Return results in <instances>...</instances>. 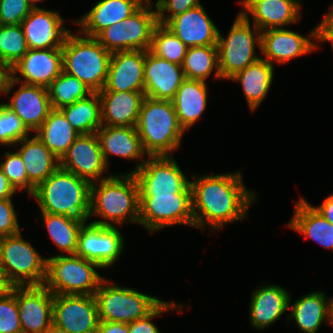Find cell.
I'll use <instances>...</instances> for the list:
<instances>
[{"mask_svg": "<svg viewBox=\"0 0 333 333\" xmlns=\"http://www.w3.org/2000/svg\"><path fill=\"white\" fill-rule=\"evenodd\" d=\"M190 181L194 227L221 230L224 225L244 219L256 195L244 186L240 171L194 176Z\"/></svg>", "mask_w": 333, "mask_h": 333, "instance_id": "cell-1", "label": "cell"}, {"mask_svg": "<svg viewBox=\"0 0 333 333\" xmlns=\"http://www.w3.org/2000/svg\"><path fill=\"white\" fill-rule=\"evenodd\" d=\"M91 215L102 218L91 222L97 225L115 226L114 222L120 226L126 221L127 224H139V184L136 176L128 172L91 183L89 217Z\"/></svg>", "mask_w": 333, "mask_h": 333, "instance_id": "cell-2", "label": "cell"}, {"mask_svg": "<svg viewBox=\"0 0 333 333\" xmlns=\"http://www.w3.org/2000/svg\"><path fill=\"white\" fill-rule=\"evenodd\" d=\"M91 183L62 168L54 171L32 195L40 213L67 215L88 220Z\"/></svg>", "mask_w": 333, "mask_h": 333, "instance_id": "cell-3", "label": "cell"}, {"mask_svg": "<svg viewBox=\"0 0 333 333\" xmlns=\"http://www.w3.org/2000/svg\"><path fill=\"white\" fill-rule=\"evenodd\" d=\"M136 129L148 156L173 155L185 132L172 101L149 97L142 102Z\"/></svg>", "mask_w": 333, "mask_h": 333, "instance_id": "cell-4", "label": "cell"}, {"mask_svg": "<svg viewBox=\"0 0 333 333\" xmlns=\"http://www.w3.org/2000/svg\"><path fill=\"white\" fill-rule=\"evenodd\" d=\"M111 55L95 37L69 32L62 44L63 71L99 92L107 80Z\"/></svg>", "mask_w": 333, "mask_h": 333, "instance_id": "cell-5", "label": "cell"}, {"mask_svg": "<svg viewBox=\"0 0 333 333\" xmlns=\"http://www.w3.org/2000/svg\"><path fill=\"white\" fill-rule=\"evenodd\" d=\"M21 231L0 238V272L12 286L44 285L47 258L24 240Z\"/></svg>", "mask_w": 333, "mask_h": 333, "instance_id": "cell-6", "label": "cell"}, {"mask_svg": "<svg viewBox=\"0 0 333 333\" xmlns=\"http://www.w3.org/2000/svg\"><path fill=\"white\" fill-rule=\"evenodd\" d=\"M97 263L77 255L47 257V276L44 285L53 294L94 295L104 279L95 270Z\"/></svg>", "mask_w": 333, "mask_h": 333, "instance_id": "cell-7", "label": "cell"}, {"mask_svg": "<svg viewBox=\"0 0 333 333\" xmlns=\"http://www.w3.org/2000/svg\"><path fill=\"white\" fill-rule=\"evenodd\" d=\"M256 44L261 48V31L255 25L252 29L249 16H243L239 12L227 38L218 32L217 51L221 78L230 79L260 59L256 55Z\"/></svg>", "mask_w": 333, "mask_h": 333, "instance_id": "cell-8", "label": "cell"}, {"mask_svg": "<svg viewBox=\"0 0 333 333\" xmlns=\"http://www.w3.org/2000/svg\"><path fill=\"white\" fill-rule=\"evenodd\" d=\"M100 321L129 324L150 314L162 300L103 279L94 294Z\"/></svg>", "mask_w": 333, "mask_h": 333, "instance_id": "cell-9", "label": "cell"}, {"mask_svg": "<svg viewBox=\"0 0 333 333\" xmlns=\"http://www.w3.org/2000/svg\"><path fill=\"white\" fill-rule=\"evenodd\" d=\"M153 2L146 0L132 15L102 30L95 38L109 52L149 50L158 25Z\"/></svg>", "mask_w": 333, "mask_h": 333, "instance_id": "cell-10", "label": "cell"}, {"mask_svg": "<svg viewBox=\"0 0 333 333\" xmlns=\"http://www.w3.org/2000/svg\"><path fill=\"white\" fill-rule=\"evenodd\" d=\"M133 173L139 184V197L192 194L190 180L180 169L173 155L148 156L136 163Z\"/></svg>", "mask_w": 333, "mask_h": 333, "instance_id": "cell-11", "label": "cell"}, {"mask_svg": "<svg viewBox=\"0 0 333 333\" xmlns=\"http://www.w3.org/2000/svg\"><path fill=\"white\" fill-rule=\"evenodd\" d=\"M139 224L149 233L175 224L194 227L192 194L139 197Z\"/></svg>", "mask_w": 333, "mask_h": 333, "instance_id": "cell-12", "label": "cell"}, {"mask_svg": "<svg viewBox=\"0 0 333 333\" xmlns=\"http://www.w3.org/2000/svg\"><path fill=\"white\" fill-rule=\"evenodd\" d=\"M124 247L122 233L116 226H103L86 222L79 231L75 255L97 263L101 269L118 261Z\"/></svg>", "mask_w": 333, "mask_h": 333, "instance_id": "cell-13", "label": "cell"}, {"mask_svg": "<svg viewBox=\"0 0 333 333\" xmlns=\"http://www.w3.org/2000/svg\"><path fill=\"white\" fill-rule=\"evenodd\" d=\"M52 320L67 333H97L100 320L95 296L53 294Z\"/></svg>", "mask_w": 333, "mask_h": 333, "instance_id": "cell-14", "label": "cell"}, {"mask_svg": "<svg viewBox=\"0 0 333 333\" xmlns=\"http://www.w3.org/2000/svg\"><path fill=\"white\" fill-rule=\"evenodd\" d=\"M60 168L72 172L90 183L106 179L109 167L104 161L96 133L79 134L60 159Z\"/></svg>", "mask_w": 333, "mask_h": 333, "instance_id": "cell-15", "label": "cell"}, {"mask_svg": "<svg viewBox=\"0 0 333 333\" xmlns=\"http://www.w3.org/2000/svg\"><path fill=\"white\" fill-rule=\"evenodd\" d=\"M315 41H314V40ZM319 24L307 37L285 28H271L261 32V53L270 64L289 62L290 59L306 55L317 49Z\"/></svg>", "mask_w": 333, "mask_h": 333, "instance_id": "cell-16", "label": "cell"}, {"mask_svg": "<svg viewBox=\"0 0 333 333\" xmlns=\"http://www.w3.org/2000/svg\"><path fill=\"white\" fill-rule=\"evenodd\" d=\"M22 333H45L53 323V293L45 286H17Z\"/></svg>", "mask_w": 333, "mask_h": 333, "instance_id": "cell-17", "label": "cell"}, {"mask_svg": "<svg viewBox=\"0 0 333 333\" xmlns=\"http://www.w3.org/2000/svg\"><path fill=\"white\" fill-rule=\"evenodd\" d=\"M62 71V48L29 49L13 66V79L48 88ZM18 72L22 78L17 75Z\"/></svg>", "mask_w": 333, "mask_h": 333, "instance_id": "cell-18", "label": "cell"}, {"mask_svg": "<svg viewBox=\"0 0 333 333\" xmlns=\"http://www.w3.org/2000/svg\"><path fill=\"white\" fill-rule=\"evenodd\" d=\"M145 50L113 52L104 88L99 92H144Z\"/></svg>", "mask_w": 333, "mask_h": 333, "instance_id": "cell-19", "label": "cell"}, {"mask_svg": "<svg viewBox=\"0 0 333 333\" xmlns=\"http://www.w3.org/2000/svg\"><path fill=\"white\" fill-rule=\"evenodd\" d=\"M56 11L35 7L20 23L29 49H56L70 32Z\"/></svg>", "mask_w": 333, "mask_h": 333, "instance_id": "cell-20", "label": "cell"}, {"mask_svg": "<svg viewBox=\"0 0 333 333\" xmlns=\"http://www.w3.org/2000/svg\"><path fill=\"white\" fill-rule=\"evenodd\" d=\"M185 80L181 65L145 51L144 94L155 100H172Z\"/></svg>", "mask_w": 333, "mask_h": 333, "instance_id": "cell-21", "label": "cell"}, {"mask_svg": "<svg viewBox=\"0 0 333 333\" xmlns=\"http://www.w3.org/2000/svg\"><path fill=\"white\" fill-rule=\"evenodd\" d=\"M164 26L188 48L217 46L219 30L202 5L169 19Z\"/></svg>", "mask_w": 333, "mask_h": 333, "instance_id": "cell-22", "label": "cell"}, {"mask_svg": "<svg viewBox=\"0 0 333 333\" xmlns=\"http://www.w3.org/2000/svg\"><path fill=\"white\" fill-rule=\"evenodd\" d=\"M243 16L251 14L254 25L262 32L271 28H283L300 21L301 2L298 0H243Z\"/></svg>", "mask_w": 333, "mask_h": 333, "instance_id": "cell-23", "label": "cell"}, {"mask_svg": "<svg viewBox=\"0 0 333 333\" xmlns=\"http://www.w3.org/2000/svg\"><path fill=\"white\" fill-rule=\"evenodd\" d=\"M10 101L3 104L17 114L30 132L36 133L52 110L48 88L43 86L21 83Z\"/></svg>", "mask_w": 333, "mask_h": 333, "instance_id": "cell-24", "label": "cell"}, {"mask_svg": "<svg viewBox=\"0 0 333 333\" xmlns=\"http://www.w3.org/2000/svg\"><path fill=\"white\" fill-rule=\"evenodd\" d=\"M291 295L279 285H262L254 290L250 300L249 313L252 327L264 329L273 325L289 310Z\"/></svg>", "mask_w": 333, "mask_h": 333, "instance_id": "cell-25", "label": "cell"}, {"mask_svg": "<svg viewBox=\"0 0 333 333\" xmlns=\"http://www.w3.org/2000/svg\"><path fill=\"white\" fill-rule=\"evenodd\" d=\"M146 0H100L93 8L75 22L80 32L96 37L102 30L132 15Z\"/></svg>", "mask_w": 333, "mask_h": 333, "instance_id": "cell-26", "label": "cell"}, {"mask_svg": "<svg viewBox=\"0 0 333 333\" xmlns=\"http://www.w3.org/2000/svg\"><path fill=\"white\" fill-rule=\"evenodd\" d=\"M289 309L288 319H293L304 333H317L322 322L333 325V297L328 298L324 292H310L294 301Z\"/></svg>", "mask_w": 333, "mask_h": 333, "instance_id": "cell-27", "label": "cell"}, {"mask_svg": "<svg viewBox=\"0 0 333 333\" xmlns=\"http://www.w3.org/2000/svg\"><path fill=\"white\" fill-rule=\"evenodd\" d=\"M105 126L136 127L144 92H98Z\"/></svg>", "mask_w": 333, "mask_h": 333, "instance_id": "cell-28", "label": "cell"}, {"mask_svg": "<svg viewBox=\"0 0 333 333\" xmlns=\"http://www.w3.org/2000/svg\"><path fill=\"white\" fill-rule=\"evenodd\" d=\"M96 134L108 167L110 155L128 160H141L144 155H148L143 149L136 127L102 125Z\"/></svg>", "mask_w": 333, "mask_h": 333, "instance_id": "cell-29", "label": "cell"}, {"mask_svg": "<svg viewBox=\"0 0 333 333\" xmlns=\"http://www.w3.org/2000/svg\"><path fill=\"white\" fill-rule=\"evenodd\" d=\"M16 150L22 158L29 182L37 188L60 167V160L35 135L18 142Z\"/></svg>", "mask_w": 333, "mask_h": 333, "instance_id": "cell-30", "label": "cell"}, {"mask_svg": "<svg viewBox=\"0 0 333 333\" xmlns=\"http://www.w3.org/2000/svg\"><path fill=\"white\" fill-rule=\"evenodd\" d=\"M294 210V216L287 224L288 228L333 250V225L302 197L295 204Z\"/></svg>", "mask_w": 333, "mask_h": 333, "instance_id": "cell-31", "label": "cell"}, {"mask_svg": "<svg viewBox=\"0 0 333 333\" xmlns=\"http://www.w3.org/2000/svg\"><path fill=\"white\" fill-rule=\"evenodd\" d=\"M207 86L201 80L185 79L171 100L180 125L191 128L207 107Z\"/></svg>", "mask_w": 333, "mask_h": 333, "instance_id": "cell-32", "label": "cell"}, {"mask_svg": "<svg viewBox=\"0 0 333 333\" xmlns=\"http://www.w3.org/2000/svg\"><path fill=\"white\" fill-rule=\"evenodd\" d=\"M273 67L261 57L229 79L241 83L251 111H255L268 95L274 78Z\"/></svg>", "mask_w": 333, "mask_h": 333, "instance_id": "cell-33", "label": "cell"}, {"mask_svg": "<svg viewBox=\"0 0 333 333\" xmlns=\"http://www.w3.org/2000/svg\"><path fill=\"white\" fill-rule=\"evenodd\" d=\"M36 136L60 160L79 135L60 109H52Z\"/></svg>", "mask_w": 333, "mask_h": 333, "instance_id": "cell-34", "label": "cell"}, {"mask_svg": "<svg viewBox=\"0 0 333 333\" xmlns=\"http://www.w3.org/2000/svg\"><path fill=\"white\" fill-rule=\"evenodd\" d=\"M78 134L96 133L102 126L98 92L60 109Z\"/></svg>", "mask_w": 333, "mask_h": 333, "instance_id": "cell-35", "label": "cell"}, {"mask_svg": "<svg viewBox=\"0 0 333 333\" xmlns=\"http://www.w3.org/2000/svg\"><path fill=\"white\" fill-rule=\"evenodd\" d=\"M41 220H43L53 243L62 251L61 255H65V252L68 255H75L79 231L87 221L67 215L49 213H41Z\"/></svg>", "mask_w": 333, "mask_h": 333, "instance_id": "cell-36", "label": "cell"}, {"mask_svg": "<svg viewBox=\"0 0 333 333\" xmlns=\"http://www.w3.org/2000/svg\"><path fill=\"white\" fill-rule=\"evenodd\" d=\"M185 79L206 82L214 71L215 79H222L218 64L217 46H196L187 49L181 65Z\"/></svg>", "mask_w": 333, "mask_h": 333, "instance_id": "cell-37", "label": "cell"}, {"mask_svg": "<svg viewBox=\"0 0 333 333\" xmlns=\"http://www.w3.org/2000/svg\"><path fill=\"white\" fill-rule=\"evenodd\" d=\"M48 91L52 109H61L93 93L83 82L64 71L50 84Z\"/></svg>", "mask_w": 333, "mask_h": 333, "instance_id": "cell-38", "label": "cell"}, {"mask_svg": "<svg viewBox=\"0 0 333 333\" xmlns=\"http://www.w3.org/2000/svg\"><path fill=\"white\" fill-rule=\"evenodd\" d=\"M188 47L164 25L158 24L151 41L150 51L158 57L182 65Z\"/></svg>", "mask_w": 333, "mask_h": 333, "instance_id": "cell-39", "label": "cell"}, {"mask_svg": "<svg viewBox=\"0 0 333 333\" xmlns=\"http://www.w3.org/2000/svg\"><path fill=\"white\" fill-rule=\"evenodd\" d=\"M29 50L21 25L0 26V61L12 67Z\"/></svg>", "mask_w": 333, "mask_h": 333, "instance_id": "cell-40", "label": "cell"}, {"mask_svg": "<svg viewBox=\"0 0 333 333\" xmlns=\"http://www.w3.org/2000/svg\"><path fill=\"white\" fill-rule=\"evenodd\" d=\"M2 158L4 161L2 160L0 163V169L6 175L15 190L17 192L24 190L32 196L36 188L28 180L25 165L19 153L17 151H7Z\"/></svg>", "mask_w": 333, "mask_h": 333, "instance_id": "cell-41", "label": "cell"}, {"mask_svg": "<svg viewBox=\"0 0 333 333\" xmlns=\"http://www.w3.org/2000/svg\"><path fill=\"white\" fill-rule=\"evenodd\" d=\"M30 131L22 123L17 114L0 104V145L14 146L28 137Z\"/></svg>", "mask_w": 333, "mask_h": 333, "instance_id": "cell-42", "label": "cell"}, {"mask_svg": "<svg viewBox=\"0 0 333 333\" xmlns=\"http://www.w3.org/2000/svg\"><path fill=\"white\" fill-rule=\"evenodd\" d=\"M0 333H22L17 304V286L0 299Z\"/></svg>", "mask_w": 333, "mask_h": 333, "instance_id": "cell-43", "label": "cell"}, {"mask_svg": "<svg viewBox=\"0 0 333 333\" xmlns=\"http://www.w3.org/2000/svg\"><path fill=\"white\" fill-rule=\"evenodd\" d=\"M32 9L28 0H0V25H20Z\"/></svg>", "mask_w": 333, "mask_h": 333, "instance_id": "cell-44", "label": "cell"}, {"mask_svg": "<svg viewBox=\"0 0 333 333\" xmlns=\"http://www.w3.org/2000/svg\"><path fill=\"white\" fill-rule=\"evenodd\" d=\"M201 5L200 0H157L155 3L158 24L164 25L169 19ZM167 13H171L166 16Z\"/></svg>", "mask_w": 333, "mask_h": 333, "instance_id": "cell-45", "label": "cell"}, {"mask_svg": "<svg viewBox=\"0 0 333 333\" xmlns=\"http://www.w3.org/2000/svg\"><path fill=\"white\" fill-rule=\"evenodd\" d=\"M185 305L176 304L175 302L162 301L150 314L146 317L137 319L129 323V333H160L157 326L151 321L160 316L165 311L179 309Z\"/></svg>", "mask_w": 333, "mask_h": 333, "instance_id": "cell-46", "label": "cell"}, {"mask_svg": "<svg viewBox=\"0 0 333 333\" xmlns=\"http://www.w3.org/2000/svg\"><path fill=\"white\" fill-rule=\"evenodd\" d=\"M12 199H0V238L20 232Z\"/></svg>", "mask_w": 333, "mask_h": 333, "instance_id": "cell-47", "label": "cell"}, {"mask_svg": "<svg viewBox=\"0 0 333 333\" xmlns=\"http://www.w3.org/2000/svg\"><path fill=\"white\" fill-rule=\"evenodd\" d=\"M20 82L13 79V67L0 61V94H7Z\"/></svg>", "mask_w": 333, "mask_h": 333, "instance_id": "cell-48", "label": "cell"}, {"mask_svg": "<svg viewBox=\"0 0 333 333\" xmlns=\"http://www.w3.org/2000/svg\"><path fill=\"white\" fill-rule=\"evenodd\" d=\"M97 333H129V324L115 321H99Z\"/></svg>", "mask_w": 333, "mask_h": 333, "instance_id": "cell-49", "label": "cell"}, {"mask_svg": "<svg viewBox=\"0 0 333 333\" xmlns=\"http://www.w3.org/2000/svg\"><path fill=\"white\" fill-rule=\"evenodd\" d=\"M320 38H333V6L319 24Z\"/></svg>", "mask_w": 333, "mask_h": 333, "instance_id": "cell-50", "label": "cell"}, {"mask_svg": "<svg viewBox=\"0 0 333 333\" xmlns=\"http://www.w3.org/2000/svg\"><path fill=\"white\" fill-rule=\"evenodd\" d=\"M329 223L333 225V193L319 206H313Z\"/></svg>", "mask_w": 333, "mask_h": 333, "instance_id": "cell-51", "label": "cell"}, {"mask_svg": "<svg viewBox=\"0 0 333 333\" xmlns=\"http://www.w3.org/2000/svg\"><path fill=\"white\" fill-rule=\"evenodd\" d=\"M15 192L17 191L0 169V199H12Z\"/></svg>", "mask_w": 333, "mask_h": 333, "instance_id": "cell-52", "label": "cell"}, {"mask_svg": "<svg viewBox=\"0 0 333 333\" xmlns=\"http://www.w3.org/2000/svg\"><path fill=\"white\" fill-rule=\"evenodd\" d=\"M12 287L7 278L0 272V299L9 293Z\"/></svg>", "mask_w": 333, "mask_h": 333, "instance_id": "cell-53", "label": "cell"}, {"mask_svg": "<svg viewBox=\"0 0 333 333\" xmlns=\"http://www.w3.org/2000/svg\"><path fill=\"white\" fill-rule=\"evenodd\" d=\"M45 333H67V332L52 323Z\"/></svg>", "mask_w": 333, "mask_h": 333, "instance_id": "cell-54", "label": "cell"}, {"mask_svg": "<svg viewBox=\"0 0 333 333\" xmlns=\"http://www.w3.org/2000/svg\"><path fill=\"white\" fill-rule=\"evenodd\" d=\"M319 41L322 42V43H323L324 41H325V42H327V41L330 42V43H331V46H332V49H333V38H320Z\"/></svg>", "mask_w": 333, "mask_h": 333, "instance_id": "cell-55", "label": "cell"}, {"mask_svg": "<svg viewBox=\"0 0 333 333\" xmlns=\"http://www.w3.org/2000/svg\"><path fill=\"white\" fill-rule=\"evenodd\" d=\"M44 0H28V2L33 6V8L38 7L35 3L41 2Z\"/></svg>", "mask_w": 333, "mask_h": 333, "instance_id": "cell-56", "label": "cell"}]
</instances>
